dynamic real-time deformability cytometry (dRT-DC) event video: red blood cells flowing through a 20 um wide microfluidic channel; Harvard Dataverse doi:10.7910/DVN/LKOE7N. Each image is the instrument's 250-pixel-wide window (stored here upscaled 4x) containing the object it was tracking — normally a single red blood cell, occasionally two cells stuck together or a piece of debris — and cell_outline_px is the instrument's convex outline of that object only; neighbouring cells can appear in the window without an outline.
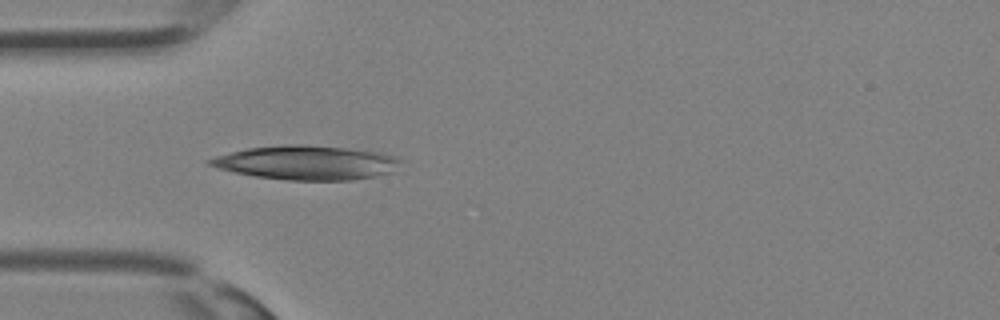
{"species": "Egyptian fruit bat (a non-hibernating species)", "species_latin": "Rousettus aegyptiacus", "temperature_condition": "room temperature", "stored_images_in_passage": 1, "camera_frame_rate_fps": 3000, "um_per_image_px": 0.085, "animal": {"sex": "female"}, "frame": {"image": 1, "passage_image": 1, "time_ms": 0.0, "image_size_px": [1000, 320], "cell_outline_px": [[400, 160], [396, 172], [376, 176], [352, 180], [288, 180], [256, 176], [232, 172], [208, 164], [204, 160], [216, 156], [248, 148], [284, 144], [308, 144], [348, 148], [384, 152], [396, 156]], "centroid_in_image_um": [26.11, 13.82], "position_along_channel_um": 58.9, "area_um2": 38.26}}